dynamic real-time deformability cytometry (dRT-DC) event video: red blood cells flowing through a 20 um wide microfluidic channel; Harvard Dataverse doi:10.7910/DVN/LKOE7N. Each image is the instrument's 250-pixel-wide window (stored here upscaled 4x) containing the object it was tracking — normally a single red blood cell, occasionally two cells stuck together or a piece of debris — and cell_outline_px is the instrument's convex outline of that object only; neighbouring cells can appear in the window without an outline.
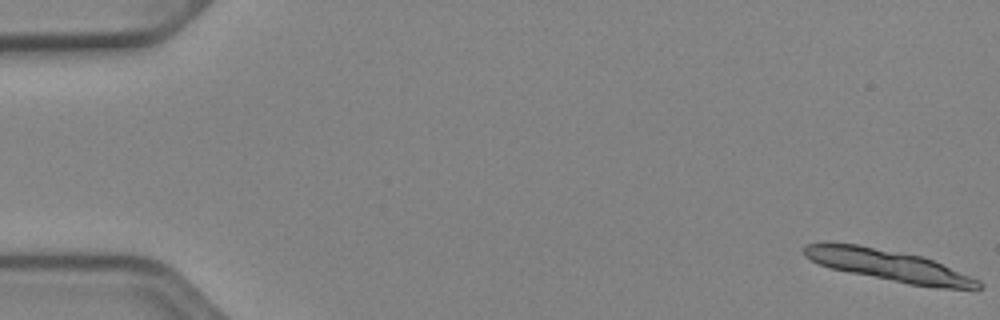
{"species": "Egyptian fruit bat (a non-hibernating species)", "species_latin": "Rousettus aegyptiacus", "temperature_condition": "cold", "stored_images_in_passage": 13, "camera_frame_rate_fps": 3000, "um_per_image_px": 0.085, "animal": {"sex": "female"}, "frame": {"image": 1, "passage_image": 1, "time_ms": 0.0, "image_size_px": [1000, 320], "cell_outline_px": [[984, 288], [936, 288], [908, 284], [832, 268], [820, 264], [804, 256], [804, 244], [856, 244], [920, 256], [932, 260], [980, 280], [984, 284]], "centroid_in_image_um": [75.62, 22.59], "position_along_channel_um": 9.4, "area_um2": 30.98}}